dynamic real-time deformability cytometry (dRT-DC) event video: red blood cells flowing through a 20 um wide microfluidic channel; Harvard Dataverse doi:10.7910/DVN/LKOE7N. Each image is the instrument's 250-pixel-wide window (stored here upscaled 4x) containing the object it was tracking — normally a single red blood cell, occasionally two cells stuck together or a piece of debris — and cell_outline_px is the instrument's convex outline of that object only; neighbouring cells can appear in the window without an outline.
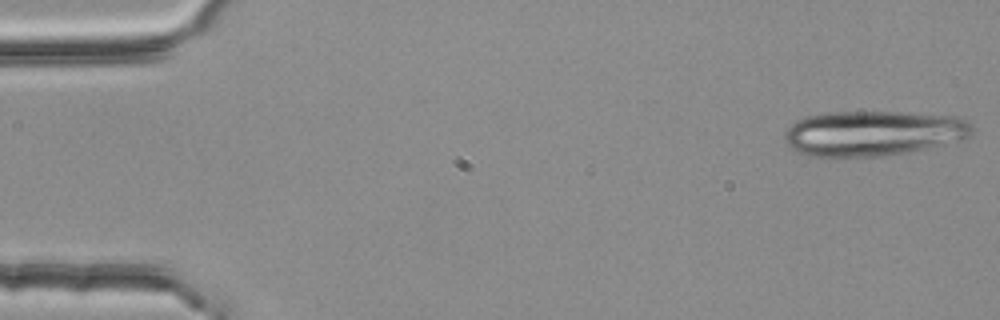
{"species": "common noctule bat (a hibernating species)", "species_latin": "Nyctalus noctula", "temperature_condition": "room temperature", "stored_images_in_passage": 19, "camera_frame_rate_fps": 3000, "um_per_image_px": 0.085, "animal": {"sex": "female", "body_mass_g": 25.1}, "frame": {"image": 1, "passage_image": 1, "time_ms": 0.0, "image_size_px": [1000, 320], "cell_outline_px": [[972, 132], [968, 136], [944, 144], [928, 148], [908, 152], [880, 156], [812, 156], [796, 152], [784, 140], [784, 132], [796, 120], [804, 116], [824, 112], [900, 112], [956, 116], [972, 124]], "centroid_in_image_um": [74.17, 11.31], "position_along_channel_um": 10.8, "area_um2": 49.25}}